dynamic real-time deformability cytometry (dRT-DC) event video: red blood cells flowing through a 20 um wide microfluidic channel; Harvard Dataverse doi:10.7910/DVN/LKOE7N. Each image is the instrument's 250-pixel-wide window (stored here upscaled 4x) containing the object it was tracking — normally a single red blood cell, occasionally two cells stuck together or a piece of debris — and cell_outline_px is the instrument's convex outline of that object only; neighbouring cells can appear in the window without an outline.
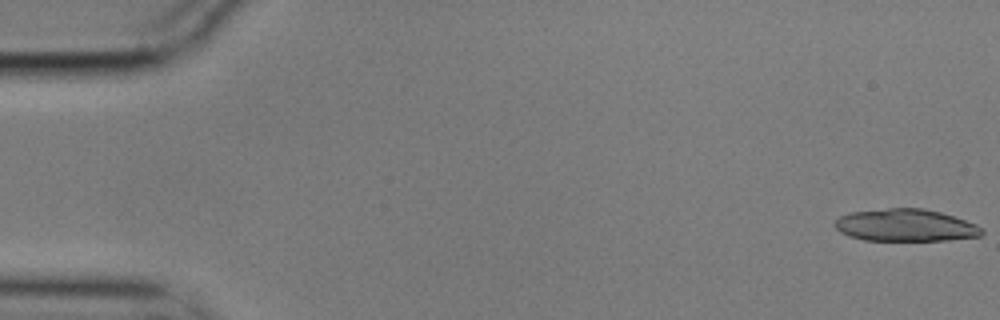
{"species": "common noctule bat (a hibernating species)", "species_latin": "Nyctalus noctula", "temperature_condition": "cold", "stored_images_in_passage": 56, "segment_of_instrument_passage": [1, 2], "camera_frame_rate_fps": 3000, "um_per_image_px": 0.085, "animal": {"sex": "male", "body_mass_g": 17.9}, "frame": {"image": 1, "passage_image": 1, "time_ms": 0.0, "image_size_px": [1000, 320], "cell_outline_px": [[984, 232], [980, 236], [948, 240], [864, 240], [848, 236], [840, 232], [832, 224], [840, 216], [848, 212], [888, 208], [924, 208], [940, 212], [976, 224]], "centroid_in_image_um": [76.92, 19.14], "position_along_channel_um": 8.1, "area_um2": 27.63}}
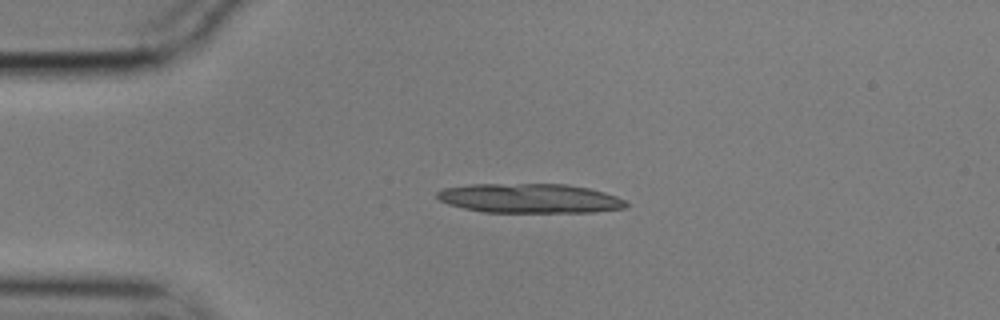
{"frame": {"image": 2, "passage_image": 13, "time_ms": 4.0, "image_size_px": [1000, 320], "cell_outline_px": [[628, 208], [596, 212], [484, 212], [464, 208], [448, 204], [440, 200], [436, 196], [436, 192], [444, 188], [468, 184], [564, 184], [588, 188], [604, 192], [616, 196], [624, 200], [628, 204]], "centroid_in_image_um": [45.04, 16.86], "position_along_channel_um": 40.0, "area_um2": 32.48}}